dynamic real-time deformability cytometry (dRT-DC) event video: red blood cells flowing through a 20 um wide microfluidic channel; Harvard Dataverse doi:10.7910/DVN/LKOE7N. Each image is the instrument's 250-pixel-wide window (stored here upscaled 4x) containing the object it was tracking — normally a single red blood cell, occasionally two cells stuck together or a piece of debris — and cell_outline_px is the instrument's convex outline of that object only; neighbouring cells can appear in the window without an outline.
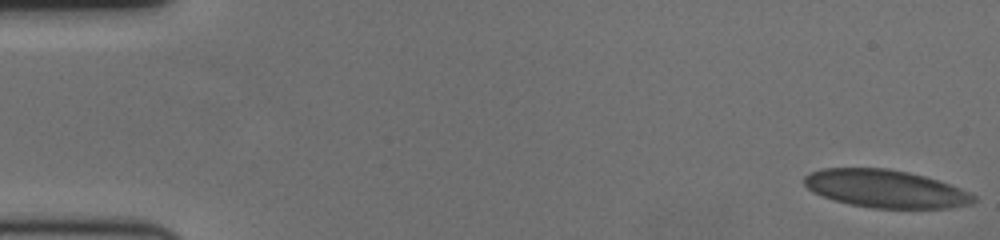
{"species": "human", "species_latin": "Homo sapiens", "temperature_condition": "cold", "stored_images_in_passage": 60, "camera_frame_rate_fps": 3000, "um_per_image_px": 0.085, "donor": {"sex": "female"}, "frame": {"image": 1, "passage_image": 1, "time_ms": 0.0, "image_size_px": [1000, 240], "cell_outline_px": [[976, 200], [972, 204], [948, 208], [872, 208], [852, 204], [836, 200], [812, 192], [804, 184], [804, 176], [812, 172], [824, 168], [888, 168], [908, 172], [924, 176], [948, 184], [968, 192], [976, 196]], "centroid_in_image_um": [75.27, 16.04], "position_along_channel_um": 9.7, "area_um2": 36.99}}
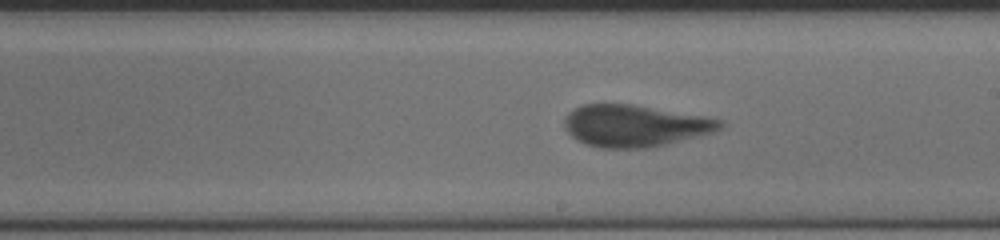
{"frame": {"image": 2, "passage_image": 34, "time_ms": 11.0, "image_size_px": [1000, 240], "cell_outline_px": [[724, 124], [716, 132], [664, 144], [644, 148], [600, 148], [584, 144], [576, 140], [564, 128], [564, 116], [568, 112], [580, 104], [632, 104], [704, 116], [720, 120]], "centroid_in_image_um": [53.9, 10.68], "position_along_channel_um": 235.1, "area_um2": 37.97}}
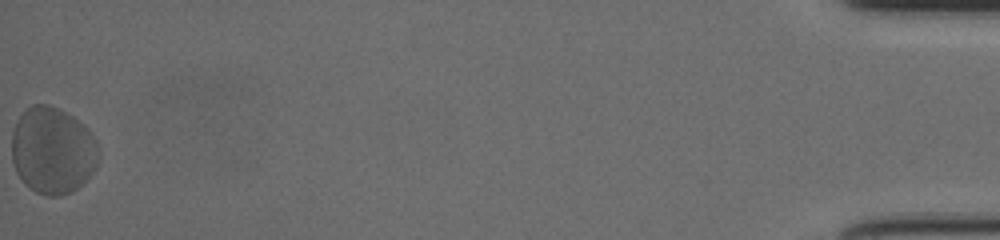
{"frame": {"image": 3, "passage_image": 60, "time_ms": 19.667, "image_size_px": [1000, 240], "cell_outline_px": [[96, 168], [72, 192], [60, 196], [48, 196], [36, 192], [28, 188], [24, 184], [16, 172], [12, 160], [12, 132], [16, 120], [32, 104], [48, 104], [72, 116], [96, 140]], "centroid_in_image_um": [4.41, 12.81], "position_along_channel_um": 430.8, "area_um2": 43.41}, "authors_computed_cell_mechanics": {"area_um2": 38.0324, "velocity_mm_per_s": 3.4207, "shape_relaxation_time_tau1_ms": 5.8911, "shape_relaxation_time_tau2_ms": 0.8138, "deformation_change_tau1": 0.1614, "deformation_change_tau2": 0.0633}}